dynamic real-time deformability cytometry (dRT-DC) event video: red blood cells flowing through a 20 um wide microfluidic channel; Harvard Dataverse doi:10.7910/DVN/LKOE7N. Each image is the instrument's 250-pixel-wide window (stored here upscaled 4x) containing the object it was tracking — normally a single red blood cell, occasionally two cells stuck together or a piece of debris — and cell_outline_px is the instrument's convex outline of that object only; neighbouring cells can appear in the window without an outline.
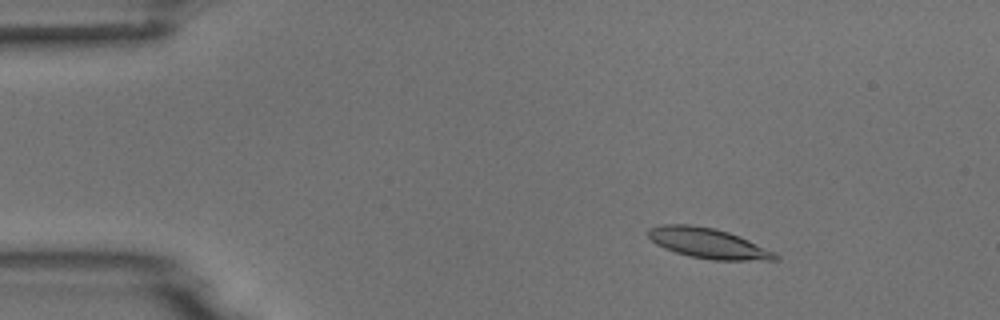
{"species": "common noctule bat (a hibernating species)", "species_latin": "Nyctalus noctula", "temperature_condition": "room temperature", "stored_images_in_passage": 7, "camera_frame_rate_fps": 3000, "um_per_image_px": 0.085, "animal": {"sex": "male", "body_mass_g": 18.8}, "frame": {"image": 1, "passage_image": 3, "time_ms": 2.333, "image_size_px": [1000, 320], "cell_outline_px": [[780, 260], [712, 260], [688, 256], [664, 248], [656, 244], [648, 236], [648, 228], [660, 224], [692, 224], [712, 228], [728, 232], [748, 240], [776, 252], [780, 256]], "centroid_in_image_um": [60.19, 20.68], "position_along_channel_um": 24.8, "area_um2": 22.43}}
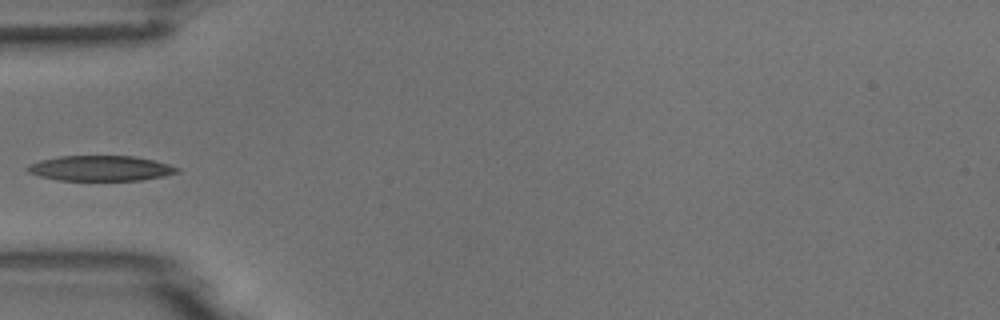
{"frame": {"image": 2, "passage_image": 6, "time_ms": 5.667, "image_size_px": [1000, 320], "cell_outline_px": [[180, 172], [164, 176], [140, 180], [56, 180], [40, 176], [28, 172], [24, 168], [40, 160], [60, 156], [136, 156], [168, 164], [180, 168]], "centroid_in_image_um": [8.56, 14.3], "position_along_channel_um": 76.4, "area_um2": 21.96}}